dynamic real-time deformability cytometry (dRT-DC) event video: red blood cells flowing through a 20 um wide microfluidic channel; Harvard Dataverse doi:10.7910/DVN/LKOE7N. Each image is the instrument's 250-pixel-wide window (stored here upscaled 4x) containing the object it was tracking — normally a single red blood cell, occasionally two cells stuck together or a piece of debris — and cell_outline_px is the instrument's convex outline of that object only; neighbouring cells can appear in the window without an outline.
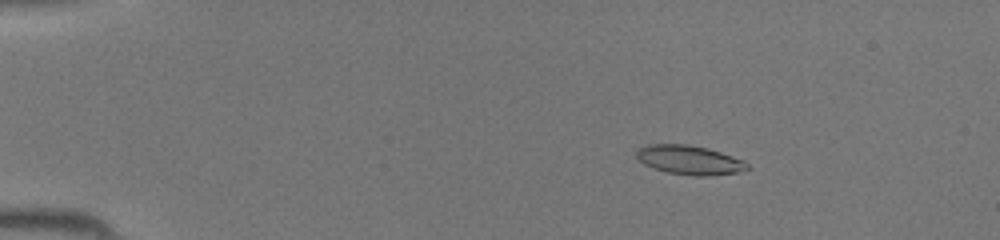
{"species": "common noctule bat (a hibernating species)", "species_latin": "Nyctalus noctula", "temperature_condition": "room temperature", "stored_images_in_passage": 42, "camera_frame_rate_fps": 3000, "um_per_image_px": 0.085, "animal": {"sex": "female", "body_mass_g": 19.5, "forearm_length_mm": 54.1}, "frame": {"image": 1, "passage_image": 4, "time_ms": 1.0, "image_size_px": [1000, 240], "cell_outline_px": [[748, 168], [740, 172], [708, 176], [696, 176], [668, 172], [652, 168], [636, 160], [636, 152], [640, 148], [648, 144], [688, 144], [708, 148], [744, 160], [748, 164]], "centroid_in_image_um": [58.58, 13.6], "position_along_channel_um": 26.4, "area_um2": 18.9}}
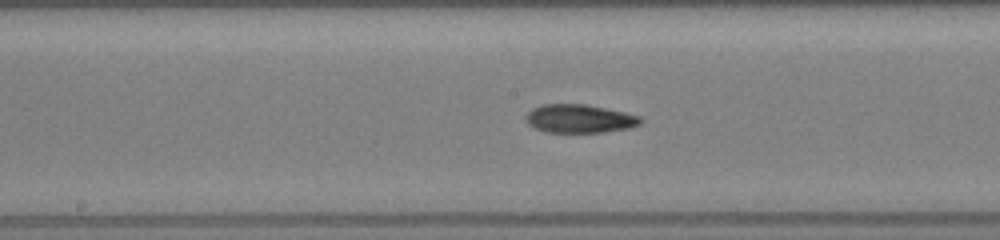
{"frame": {"image": 2, "passage_image": 21, "time_ms": 6.667, "image_size_px": [1000, 240], "cell_outline_px": [[644, 120], [640, 124], [628, 128], [604, 132], [544, 132], [528, 124], [524, 116], [532, 108], [540, 104], [584, 104], [624, 112], [640, 116]], "centroid_in_image_um": [49.24, 10.08], "position_along_channel_um": 199.0, "area_um2": 19.02}}
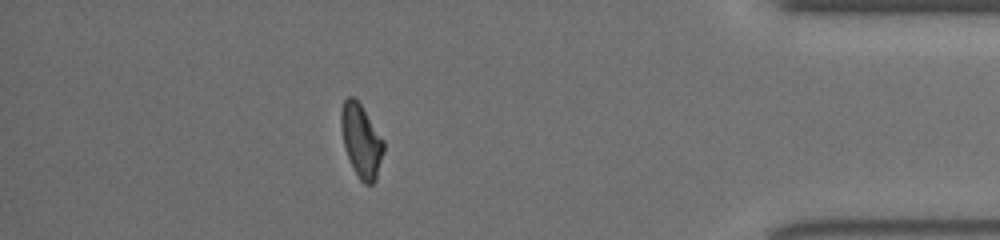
{"frame": {"image": 3, "passage_image": 37, "time_ms": 12.0, "image_size_px": [1000, 240], "cell_outline_px": [[384, 152], [376, 180], [372, 184], [364, 184], [360, 180], [348, 156], [344, 144], [340, 128], [340, 112], [344, 100], [348, 96], [352, 96], [360, 104], [384, 140]], "centroid_in_image_um": [30.71, 11.96], "position_along_channel_um": 404.5, "area_um2": 17.98}}